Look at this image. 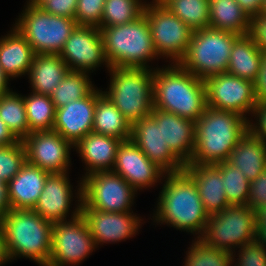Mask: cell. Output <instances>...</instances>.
Returning a JSON list of instances; mask_svg holds the SVG:
<instances>
[{
  "label": "cell",
  "instance_id": "9c48e42d",
  "mask_svg": "<svg viewBox=\"0 0 266 266\" xmlns=\"http://www.w3.org/2000/svg\"><path fill=\"white\" fill-rule=\"evenodd\" d=\"M75 197L78 199L69 221L54 222L52 250L48 266L78 265L97 248L81 214L82 179Z\"/></svg>",
  "mask_w": 266,
  "mask_h": 266
},
{
  "label": "cell",
  "instance_id": "d4e9b609",
  "mask_svg": "<svg viewBox=\"0 0 266 266\" xmlns=\"http://www.w3.org/2000/svg\"><path fill=\"white\" fill-rule=\"evenodd\" d=\"M6 35L0 38V65L4 73L10 79L28 75L35 52L14 25Z\"/></svg>",
  "mask_w": 266,
  "mask_h": 266
},
{
  "label": "cell",
  "instance_id": "f907efd6",
  "mask_svg": "<svg viewBox=\"0 0 266 266\" xmlns=\"http://www.w3.org/2000/svg\"><path fill=\"white\" fill-rule=\"evenodd\" d=\"M10 78L4 73L1 65H0V96L3 94H7L10 92V88L8 87Z\"/></svg>",
  "mask_w": 266,
  "mask_h": 266
},
{
  "label": "cell",
  "instance_id": "db71d44e",
  "mask_svg": "<svg viewBox=\"0 0 266 266\" xmlns=\"http://www.w3.org/2000/svg\"><path fill=\"white\" fill-rule=\"evenodd\" d=\"M171 0H153L151 1L155 5L166 6Z\"/></svg>",
  "mask_w": 266,
  "mask_h": 266
},
{
  "label": "cell",
  "instance_id": "cb8c5ba5",
  "mask_svg": "<svg viewBox=\"0 0 266 266\" xmlns=\"http://www.w3.org/2000/svg\"><path fill=\"white\" fill-rule=\"evenodd\" d=\"M49 172L29 163L8 182L11 209H34Z\"/></svg>",
  "mask_w": 266,
  "mask_h": 266
},
{
  "label": "cell",
  "instance_id": "8992f818",
  "mask_svg": "<svg viewBox=\"0 0 266 266\" xmlns=\"http://www.w3.org/2000/svg\"><path fill=\"white\" fill-rule=\"evenodd\" d=\"M108 91L102 93L124 115L130 125L151 115L154 108L151 68L111 67Z\"/></svg>",
  "mask_w": 266,
  "mask_h": 266
},
{
  "label": "cell",
  "instance_id": "4fadbf2b",
  "mask_svg": "<svg viewBox=\"0 0 266 266\" xmlns=\"http://www.w3.org/2000/svg\"><path fill=\"white\" fill-rule=\"evenodd\" d=\"M207 107L252 115L257 103L253 82L226 73L205 80Z\"/></svg>",
  "mask_w": 266,
  "mask_h": 266
},
{
  "label": "cell",
  "instance_id": "277c9868",
  "mask_svg": "<svg viewBox=\"0 0 266 266\" xmlns=\"http://www.w3.org/2000/svg\"><path fill=\"white\" fill-rule=\"evenodd\" d=\"M0 223L10 262L25 257L39 266H48L52 250V222L33 209H10Z\"/></svg>",
  "mask_w": 266,
  "mask_h": 266
},
{
  "label": "cell",
  "instance_id": "7c38bea8",
  "mask_svg": "<svg viewBox=\"0 0 266 266\" xmlns=\"http://www.w3.org/2000/svg\"><path fill=\"white\" fill-rule=\"evenodd\" d=\"M137 191L113 171H97L82 179V201L103 212H131Z\"/></svg>",
  "mask_w": 266,
  "mask_h": 266
},
{
  "label": "cell",
  "instance_id": "836d02e7",
  "mask_svg": "<svg viewBox=\"0 0 266 266\" xmlns=\"http://www.w3.org/2000/svg\"><path fill=\"white\" fill-rule=\"evenodd\" d=\"M146 2H142V0H105L101 24L98 28L135 21L143 15Z\"/></svg>",
  "mask_w": 266,
  "mask_h": 266
},
{
  "label": "cell",
  "instance_id": "52a82bcc",
  "mask_svg": "<svg viewBox=\"0 0 266 266\" xmlns=\"http://www.w3.org/2000/svg\"><path fill=\"white\" fill-rule=\"evenodd\" d=\"M237 33L208 27L195 30L184 58L179 64L200 79L226 73L231 48Z\"/></svg>",
  "mask_w": 266,
  "mask_h": 266
},
{
  "label": "cell",
  "instance_id": "11a10c76",
  "mask_svg": "<svg viewBox=\"0 0 266 266\" xmlns=\"http://www.w3.org/2000/svg\"><path fill=\"white\" fill-rule=\"evenodd\" d=\"M44 0H27V4L39 6Z\"/></svg>",
  "mask_w": 266,
  "mask_h": 266
},
{
  "label": "cell",
  "instance_id": "681fc988",
  "mask_svg": "<svg viewBox=\"0 0 266 266\" xmlns=\"http://www.w3.org/2000/svg\"><path fill=\"white\" fill-rule=\"evenodd\" d=\"M9 261L10 260L6 249L3 227L0 223V266L5 265Z\"/></svg>",
  "mask_w": 266,
  "mask_h": 266
},
{
  "label": "cell",
  "instance_id": "b9f144b4",
  "mask_svg": "<svg viewBox=\"0 0 266 266\" xmlns=\"http://www.w3.org/2000/svg\"><path fill=\"white\" fill-rule=\"evenodd\" d=\"M78 0H44L39 7L52 15L75 19Z\"/></svg>",
  "mask_w": 266,
  "mask_h": 266
},
{
  "label": "cell",
  "instance_id": "f1b7e54d",
  "mask_svg": "<svg viewBox=\"0 0 266 266\" xmlns=\"http://www.w3.org/2000/svg\"><path fill=\"white\" fill-rule=\"evenodd\" d=\"M250 23L251 18L236 0H209V27L246 35Z\"/></svg>",
  "mask_w": 266,
  "mask_h": 266
},
{
  "label": "cell",
  "instance_id": "f5cc1de1",
  "mask_svg": "<svg viewBox=\"0 0 266 266\" xmlns=\"http://www.w3.org/2000/svg\"><path fill=\"white\" fill-rule=\"evenodd\" d=\"M257 227V238L266 247V226H256Z\"/></svg>",
  "mask_w": 266,
  "mask_h": 266
},
{
  "label": "cell",
  "instance_id": "9f6ffc18",
  "mask_svg": "<svg viewBox=\"0 0 266 266\" xmlns=\"http://www.w3.org/2000/svg\"><path fill=\"white\" fill-rule=\"evenodd\" d=\"M261 13L266 14V0H262V3H261Z\"/></svg>",
  "mask_w": 266,
  "mask_h": 266
},
{
  "label": "cell",
  "instance_id": "816d5d0a",
  "mask_svg": "<svg viewBox=\"0 0 266 266\" xmlns=\"http://www.w3.org/2000/svg\"><path fill=\"white\" fill-rule=\"evenodd\" d=\"M256 226H266V206L256 210Z\"/></svg>",
  "mask_w": 266,
  "mask_h": 266
},
{
  "label": "cell",
  "instance_id": "7a4b0ae2",
  "mask_svg": "<svg viewBox=\"0 0 266 266\" xmlns=\"http://www.w3.org/2000/svg\"><path fill=\"white\" fill-rule=\"evenodd\" d=\"M249 118L233 111L206 107L195 122V147L185 165H210L228 160L230 152L249 130Z\"/></svg>",
  "mask_w": 266,
  "mask_h": 266
},
{
  "label": "cell",
  "instance_id": "ee69618b",
  "mask_svg": "<svg viewBox=\"0 0 266 266\" xmlns=\"http://www.w3.org/2000/svg\"><path fill=\"white\" fill-rule=\"evenodd\" d=\"M256 123L249 120V131L256 137L266 142V103H258L252 113Z\"/></svg>",
  "mask_w": 266,
  "mask_h": 266
},
{
  "label": "cell",
  "instance_id": "4dcf8cb0",
  "mask_svg": "<svg viewBox=\"0 0 266 266\" xmlns=\"http://www.w3.org/2000/svg\"><path fill=\"white\" fill-rule=\"evenodd\" d=\"M0 118L18 140L29 135L23 95L11 90L0 96Z\"/></svg>",
  "mask_w": 266,
  "mask_h": 266
},
{
  "label": "cell",
  "instance_id": "f546056e",
  "mask_svg": "<svg viewBox=\"0 0 266 266\" xmlns=\"http://www.w3.org/2000/svg\"><path fill=\"white\" fill-rule=\"evenodd\" d=\"M92 132L130 140L131 125L104 94L96 101Z\"/></svg>",
  "mask_w": 266,
  "mask_h": 266
},
{
  "label": "cell",
  "instance_id": "f35d334b",
  "mask_svg": "<svg viewBox=\"0 0 266 266\" xmlns=\"http://www.w3.org/2000/svg\"><path fill=\"white\" fill-rule=\"evenodd\" d=\"M239 253L232 254V263L235 256L238 260L234 266H266V247L258 238L253 239L239 247Z\"/></svg>",
  "mask_w": 266,
  "mask_h": 266
},
{
  "label": "cell",
  "instance_id": "5bb4252c",
  "mask_svg": "<svg viewBox=\"0 0 266 266\" xmlns=\"http://www.w3.org/2000/svg\"><path fill=\"white\" fill-rule=\"evenodd\" d=\"M59 56L65 61L69 71L91 73L102 64L108 70L111 68L104 52L101 32L95 26L77 25Z\"/></svg>",
  "mask_w": 266,
  "mask_h": 266
},
{
  "label": "cell",
  "instance_id": "d6a6232c",
  "mask_svg": "<svg viewBox=\"0 0 266 266\" xmlns=\"http://www.w3.org/2000/svg\"><path fill=\"white\" fill-rule=\"evenodd\" d=\"M87 72L68 71L58 87L50 95L55 108L86 97L94 88Z\"/></svg>",
  "mask_w": 266,
  "mask_h": 266
},
{
  "label": "cell",
  "instance_id": "4316f807",
  "mask_svg": "<svg viewBox=\"0 0 266 266\" xmlns=\"http://www.w3.org/2000/svg\"><path fill=\"white\" fill-rule=\"evenodd\" d=\"M227 162L240 169L251 182L266 168V142L248 130L230 152Z\"/></svg>",
  "mask_w": 266,
  "mask_h": 266
},
{
  "label": "cell",
  "instance_id": "3957f363",
  "mask_svg": "<svg viewBox=\"0 0 266 266\" xmlns=\"http://www.w3.org/2000/svg\"><path fill=\"white\" fill-rule=\"evenodd\" d=\"M153 69L154 108L196 122L207 107L204 79L186 71L179 63Z\"/></svg>",
  "mask_w": 266,
  "mask_h": 266
},
{
  "label": "cell",
  "instance_id": "60d3db41",
  "mask_svg": "<svg viewBox=\"0 0 266 266\" xmlns=\"http://www.w3.org/2000/svg\"><path fill=\"white\" fill-rule=\"evenodd\" d=\"M247 205L255 211L266 206V168L250 182Z\"/></svg>",
  "mask_w": 266,
  "mask_h": 266
},
{
  "label": "cell",
  "instance_id": "bcb514c9",
  "mask_svg": "<svg viewBox=\"0 0 266 266\" xmlns=\"http://www.w3.org/2000/svg\"><path fill=\"white\" fill-rule=\"evenodd\" d=\"M242 10L248 14L250 18L261 13L262 0H236Z\"/></svg>",
  "mask_w": 266,
  "mask_h": 266
},
{
  "label": "cell",
  "instance_id": "9a60e30c",
  "mask_svg": "<svg viewBox=\"0 0 266 266\" xmlns=\"http://www.w3.org/2000/svg\"><path fill=\"white\" fill-rule=\"evenodd\" d=\"M26 162L49 173H68L74 146L54 130L32 132L22 140Z\"/></svg>",
  "mask_w": 266,
  "mask_h": 266
},
{
  "label": "cell",
  "instance_id": "d590c367",
  "mask_svg": "<svg viewBox=\"0 0 266 266\" xmlns=\"http://www.w3.org/2000/svg\"><path fill=\"white\" fill-rule=\"evenodd\" d=\"M222 173L223 188L229 204L247 205L250 181L227 161L214 164Z\"/></svg>",
  "mask_w": 266,
  "mask_h": 266
},
{
  "label": "cell",
  "instance_id": "ac0fdd59",
  "mask_svg": "<svg viewBox=\"0 0 266 266\" xmlns=\"http://www.w3.org/2000/svg\"><path fill=\"white\" fill-rule=\"evenodd\" d=\"M130 140L166 173H177L185 165L171 152L163 141L162 124L152 116H146L131 125Z\"/></svg>",
  "mask_w": 266,
  "mask_h": 266
},
{
  "label": "cell",
  "instance_id": "5b68a950",
  "mask_svg": "<svg viewBox=\"0 0 266 266\" xmlns=\"http://www.w3.org/2000/svg\"><path fill=\"white\" fill-rule=\"evenodd\" d=\"M106 59L111 67L150 68L156 59L149 22L143 14L131 23L99 28Z\"/></svg>",
  "mask_w": 266,
  "mask_h": 266
},
{
  "label": "cell",
  "instance_id": "c3c4849f",
  "mask_svg": "<svg viewBox=\"0 0 266 266\" xmlns=\"http://www.w3.org/2000/svg\"><path fill=\"white\" fill-rule=\"evenodd\" d=\"M19 140L9 130L4 121L0 118V146H11Z\"/></svg>",
  "mask_w": 266,
  "mask_h": 266
},
{
  "label": "cell",
  "instance_id": "e575fe53",
  "mask_svg": "<svg viewBox=\"0 0 266 266\" xmlns=\"http://www.w3.org/2000/svg\"><path fill=\"white\" fill-rule=\"evenodd\" d=\"M166 7L193 31L209 27V0H171Z\"/></svg>",
  "mask_w": 266,
  "mask_h": 266
},
{
  "label": "cell",
  "instance_id": "83f0119b",
  "mask_svg": "<svg viewBox=\"0 0 266 266\" xmlns=\"http://www.w3.org/2000/svg\"><path fill=\"white\" fill-rule=\"evenodd\" d=\"M263 52L249 34L240 35L234 42L227 73L254 82L261 66Z\"/></svg>",
  "mask_w": 266,
  "mask_h": 266
},
{
  "label": "cell",
  "instance_id": "e0dca14e",
  "mask_svg": "<svg viewBox=\"0 0 266 266\" xmlns=\"http://www.w3.org/2000/svg\"><path fill=\"white\" fill-rule=\"evenodd\" d=\"M123 177L136 191L161 183L166 172L138 148L131 140L122 141L117 149L112 170ZM162 177V178H161Z\"/></svg>",
  "mask_w": 266,
  "mask_h": 266
},
{
  "label": "cell",
  "instance_id": "8d00e7d4",
  "mask_svg": "<svg viewBox=\"0 0 266 266\" xmlns=\"http://www.w3.org/2000/svg\"><path fill=\"white\" fill-rule=\"evenodd\" d=\"M184 266H231L232 253L207 245L200 238L193 240L186 251Z\"/></svg>",
  "mask_w": 266,
  "mask_h": 266
},
{
  "label": "cell",
  "instance_id": "484cf974",
  "mask_svg": "<svg viewBox=\"0 0 266 266\" xmlns=\"http://www.w3.org/2000/svg\"><path fill=\"white\" fill-rule=\"evenodd\" d=\"M68 71L59 55L35 54L28 72L32 92L50 96Z\"/></svg>",
  "mask_w": 266,
  "mask_h": 266
},
{
  "label": "cell",
  "instance_id": "7bdbcfd3",
  "mask_svg": "<svg viewBox=\"0 0 266 266\" xmlns=\"http://www.w3.org/2000/svg\"><path fill=\"white\" fill-rule=\"evenodd\" d=\"M249 35L259 49L266 53V14L260 13L251 18Z\"/></svg>",
  "mask_w": 266,
  "mask_h": 266
},
{
  "label": "cell",
  "instance_id": "ffe728a7",
  "mask_svg": "<svg viewBox=\"0 0 266 266\" xmlns=\"http://www.w3.org/2000/svg\"><path fill=\"white\" fill-rule=\"evenodd\" d=\"M151 115L162 124L164 143L184 165L188 164L195 147V121L156 108Z\"/></svg>",
  "mask_w": 266,
  "mask_h": 266
},
{
  "label": "cell",
  "instance_id": "30bf717a",
  "mask_svg": "<svg viewBox=\"0 0 266 266\" xmlns=\"http://www.w3.org/2000/svg\"><path fill=\"white\" fill-rule=\"evenodd\" d=\"M255 238L256 211L248 205L238 204H230L218 214L209 216L205 231L200 237L207 245L232 254L235 247L239 248Z\"/></svg>",
  "mask_w": 266,
  "mask_h": 266
},
{
  "label": "cell",
  "instance_id": "7402d4cb",
  "mask_svg": "<svg viewBox=\"0 0 266 266\" xmlns=\"http://www.w3.org/2000/svg\"><path fill=\"white\" fill-rule=\"evenodd\" d=\"M122 140L90 132L75 146L76 152L86 165L84 177L97 171H112L116 162L117 149Z\"/></svg>",
  "mask_w": 266,
  "mask_h": 266
},
{
  "label": "cell",
  "instance_id": "7dc6e473",
  "mask_svg": "<svg viewBox=\"0 0 266 266\" xmlns=\"http://www.w3.org/2000/svg\"><path fill=\"white\" fill-rule=\"evenodd\" d=\"M7 188L8 183L0 180V220L11 209Z\"/></svg>",
  "mask_w": 266,
  "mask_h": 266
},
{
  "label": "cell",
  "instance_id": "8fae6325",
  "mask_svg": "<svg viewBox=\"0 0 266 266\" xmlns=\"http://www.w3.org/2000/svg\"><path fill=\"white\" fill-rule=\"evenodd\" d=\"M149 22L152 41L159 58L169 57L179 63L187 52L193 30L166 6L146 3L144 13Z\"/></svg>",
  "mask_w": 266,
  "mask_h": 266
},
{
  "label": "cell",
  "instance_id": "ab89813d",
  "mask_svg": "<svg viewBox=\"0 0 266 266\" xmlns=\"http://www.w3.org/2000/svg\"><path fill=\"white\" fill-rule=\"evenodd\" d=\"M105 0H78L75 14L77 25L99 27Z\"/></svg>",
  "mask_w": 266,
  "mask_h": 266
},
{
  "label": "cell",
  "instance_id": "f6af8a7d",
  "mask_svg": "<svg viewBox=\"0 0 266 266\" xmlns=\"http://www.w3.org/2000/svg\"><path fill=\"white\" fill-rule=\"evenodd\" d=\"M253 85L257 103H266V53H263L260 70Z\"/></svg>",
  "mask_w": 266,
  "mask_h": 266
},
{
  "label": "cell",
  "instance_id": "1f68e13d",
  "mask_svg": "<svg viewBox=\"0 0 266 266\" xmlns=\"http://www.w3.org/2000/svg\"><path fill=\"white\" fill-rule=\"evenodd\" d=\"M23 97L29 134L52 130L55 123L56 108L50 96L31 92L30 95Z\"/></svg>",
  "mask_w": 266,
  "mask_h": 266
},
{
  "label": "cell",
  "instance_id": "74e56055",
  "mask_svg": "<svg viewBox=\"0 0 266 266\" xmlns=\"http://www.w3.org/2000/svg\"><path fill=\"white\" fill-rule=\"evenodd\" d=\"M26 163V151L22 141L11 146H0V180L9 182Z\"/></svg>",
  "mask_w": 266,
  "mask_h": 266
},
{
  "label": "cell",
  "instance_id": "44dd1931",
  "mask_svg": "<svg viewBox=\"0 0 266 266\" xmlns=\"http://www.w3.org/2000/svg\"><path fill=\"white\" fill-rule=\"evenodd\" d=\"M72 187L68 173H49L33 210L52 223L66 221L74 197Z\"/></svg>",
  "mask_w": 266,
  "mask_h": 266
},
{
  "label": "cell",
  "instance_id": "2e32d148",
  "mask_svg": "<svg viewBox=\"0 0 266 266\" xmlns=\"http://www.w3.org/2000/svg\"><path fill=\"white\" fill-rule=\"evenodd\" d=\"M132 213L133 211L103 212L89 208L83 201L81 203V214L88 225L96 247L99 244L125 241L135 236L142 226V219Z\"/></svg>",
  "mask_w": 266,
  "mask_h": 266
},
{
  "label": "cell",
  "instance_id": "6da1fadb",
  "mask_svg": "<svg viewBox=\"0 0 266 266\" xmlns=\"http://www.w3.org/2000/svg\"><path fill=\"white\" fill-rule=\"evenodd\" d=\"M163 178L165 181L153 213L154 222L198 234L200 238L209 216L194 180L184 170L166 173Z\"/></svg>",
  "mask_w": 266,
  "mask_h": 266
},
{
  "label": "cell",
  "instance_id": "d6986e66",
  "mask_svg": "<svg viewBox=\"0 0 266 266\" xmlns=\"http://www.w3.org/2000/svg\"><path fill=\"white\" fill-rule=\"evenodd\" d=\"M102 90L96 87L84 98L56 109L54 131L75 146L92 132L94 109Z\"/></svg>",
  "mask_w": 266,
  "mask_h": 266
},
{
  "label": "cell",
  "instance_id": "ba28073f",
  "mask_svg": "<svg viewBox=\"0 0 266 266\" xmlns=\"http://www.w3.org/2000/svg\"><path fill=\"white\" fill-rule=\"evenodd\" d=\"M14 26L31 45L35 54L59 55L77 26L73 18L52 15L39 6L26 4Z\"/></svg>",
  "mask_w": 266,
  "mask_h": 266
},
{
  "label": "cell",
  "instance_id": "603a6c76",
  "mask_svg": "<svg viewBox=\"0 0 266 266\" xmlns=\"http://www.w3.org/2000/svg\"><path fill=\"white\" fill-rule=\"evenodd\" d=\"M184 171L194 180L208 216L230 205L226 199L221 171L214 165H185Z\"/></svg>",
  "mask_w": 266,
  "mask_h": 266
}]
</instances>
